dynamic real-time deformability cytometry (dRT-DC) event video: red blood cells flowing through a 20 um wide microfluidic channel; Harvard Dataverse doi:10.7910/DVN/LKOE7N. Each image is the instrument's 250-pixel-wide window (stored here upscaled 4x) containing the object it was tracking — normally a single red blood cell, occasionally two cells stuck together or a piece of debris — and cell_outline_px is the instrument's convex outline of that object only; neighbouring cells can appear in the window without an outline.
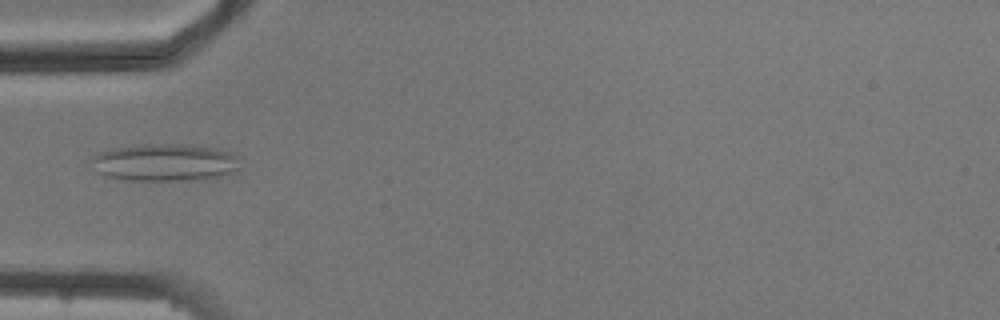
{"species": "common noctule bat (a hibernating species)", "species_latin": "Nyctalus noctula", "temperature_condition": "cold", "stored_images_in_passage": 2, "camera_frame_rate_fps": 3000, "um_per_image_px": 0.085, "animal": {"sex": "male", "body_mass_g": 20.5, "forearm_length_mm": 52.5}, "frame": {"image": 1, "passage_image": 2, "time_ms": 1.667, "image_size_px": [1000, 320], "cell_outline_px": [[236, 168], [220, 176], [188, 180], [132, 180], [108, 176], [96, 172], [92, 160], [100, 152], [112, 148], [148, 144], [180, 144], [212, 148], [228, 152], [236, 156]], "centroid_in_image_um": [13.94, 13.8], "position_along_channel_um": 71.1, "area_um2": 31.33}}